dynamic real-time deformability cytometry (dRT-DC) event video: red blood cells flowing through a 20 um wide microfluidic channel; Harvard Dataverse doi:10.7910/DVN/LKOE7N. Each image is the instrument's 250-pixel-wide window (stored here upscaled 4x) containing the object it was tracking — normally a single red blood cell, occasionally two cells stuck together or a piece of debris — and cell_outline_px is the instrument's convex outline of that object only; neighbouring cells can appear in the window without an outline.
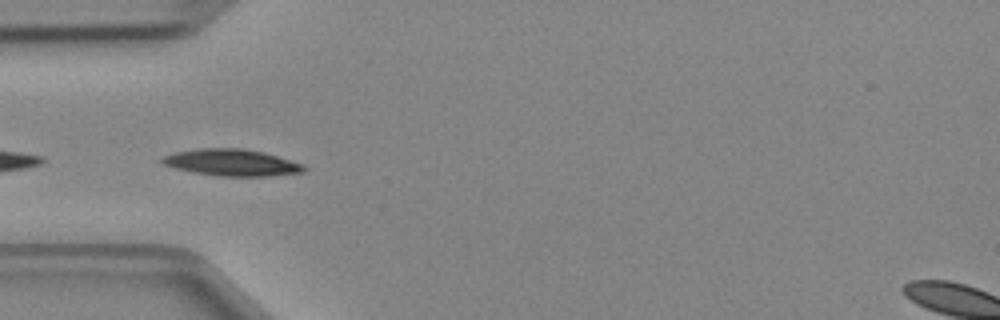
{"species": "Egyptian fruit bat (a non-hibernating species)", "species_latin": "Rousettus aegyptiacus", "temperature_condition": "cold", "stored_images_in_passage": 10, "camera_frame_rate_fps": 3000, "um_per_image_px": 0.085, "animal": {"sex": "female"}, "frame": {"image": 1, "passage_image": 1, "time_ms": 0.0, "image_size_px": [1000, 320], "cell_outline_px": [[308, 168], [304, 172], [268, 176], [220, 176], [192, 172], [176, 168], [164, 164], [160, 160], [164, 156], [172, 152], [196, 148], [240, 148], [264, 152], [304, 164]], "centroid_in_image_um": [19.71, 13.81], "position_along_channel_um": 65.3, "area_um2": 22.14}}